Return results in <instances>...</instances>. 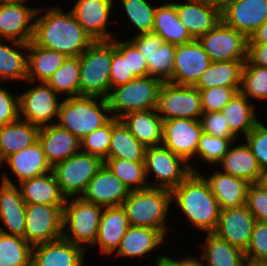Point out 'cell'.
I'll return each instance as SVG.
<instances>
[{
    "label": "cell",
    "mask_w": 267,
    "mask_h": 266,
    "mask_svg": "<svg viewBox=\"0 0 267 266\" xmlns=\"http://www.w3.org/2000/svg\"><path fill=\"white\" fill-rule=\"evenodd\" d=\"M45 8L46 12L38 18L41 10L37 8L32 38L35 45L67 57H78L94 42L71 11L64 13L58 7Z\"/></svg>",
    "instance_id": "1"
},
{
    "label": "cell",
    "mask_w": 267,
    "mask_h": 266,
    "mask_svg": "<svg viewBox=\"0 0 267 266\" xmlns=\"http://www.w3.org/2000/svg\"><path fill=\"white\" fill-rule=\"evenodd\" d=\"M183 215H186L193 227L212 233L216 230L221 207L211 192L209 183L203 174L192 172L183 182L171 190Z\"/></svg>",
    "instance_id": "2"
},
{
    "label": "cell",
    "mask_w": 267,
    "mask_h": 266,
    "mask_svg": "<svg viewBox=\"0 0 267 266\" xmlns=\"http://www.w3.org/2000/svg\"><path fill=\"white\" fill-rule=\"evenodd\" d=\"M97 98L100 97L77 96L65 98L60 103L57 119L59 121L56 124L68 130L81 141L112 118L108 100L100 98L99 102H96Z\"/></svg>",
    "instance_id": "3"
},
{
    "label": "cell",
    "mask_w": 267,
    "mask_h": 266,
    "mask_svg": "<svg viewBox=\"0 0 267 266\" xmlns=\"http://www.w3.org/2000/svg\"><path fill=\"white\" fill-rule=\"evenodd\" d=\"M113 39L94 41L80 56V96L108 98Z\"/></svg>",
    "instance_id": "4"
},
{
    "label": "cell",
    "mask_w": 267,
    "mask_h": 266,
    "mask_svg": "<svg viewBox=\"0 0 267 266\" xmlns=\"http://www.w3.org/2000/svg\"><path fill=\"white\" fill-rule=\"evenodd\" d=\"M172 201L171 190L148 187L130 191L123 201L130 226L150 227L166 233V218Z\"/></svg>",
    "instance_id": "5"
},
{
    "label": "cell",
    "mask_w": 267,
    "mask_h": 266,
    "mask_svg": "<svg viewBox=\"0 0 267 266\" xmlns=\"http://www.w3.org/2000/svg\"><path fill=\"white\" fill-rule=\"evenodd\" d=\"M162 83L159 78L147 75L112 88L107 98L110 115L119 119L129 112L156 109Z\"/></svg>",
    "instance_id": "6"
},
{
    "label": "cell",
    "mask_w": 267,
    "mask_h": 266,
    "mask_svg": "<svg viewBox=\"0 0 267 266\" xmlns=\"http://www.w3.org/2000/svg\"><path fill=\"white\" fill-rule=\"evenodd\" d=\"M103 207L84 200L79 195L67 198L63 207L62 237L86 250L95 245ZM88 244V245H86Z\"/></svg>",
    "instance_id": "7"
},
{
    "label": "cell",
    "mask_w": 267,
    "mask_h": 266,
    "mask_svg": "<svg viewBox=\"0 0 267 266\" xmlns=\"http://www.w3.org/2000/svg\"><path fill=\"white\" fill-rule=\"evenodd\" d=\"M104 161L94 155L78 152L55 164L52 172L62 194L67 198L84 194L90 180L103 167Z\"/></svg>",
    "instance_id": "8"
},
{
    "label": "cell",
    "mask_w": 267,
    "mask_h": 266,
    "mask_svg": "<svg viewBox=\"0 0 267 266\" xmlns=\"http://www.w3.org/2000/svg\"><path fill=\"white\" fill-rule=\"evenodd\" d=\"M144 164L146 176L150 172L155 174L156 184L149 183V187L172 190L192 172L197 173L192 164L190 165L163 145L146 147Z\"/></svg>",
    "instance_id": "9"
},
{
    "label": "cell",
    "mask_w": 267,
    "mask_h": 266,
    "mask_svg": "<svg viewBox=\"0 0 267 266\" xmlns=\"http://www.w3.org/2000/svg\"><path fill=\"white\" fill-rule=\"evenodd\" d=\"M156 110L163 120L175 118L200 120L203 111L199 90L195 86L163 82Z\"/></svg>",
    "instance_id": "10"
},
{
    "label": "cell",
    "mask_w": 267,
    "mask_h": 266,
    "mask_svg": "<svg viewBox=\"0 0 267 266\" xmlns=\"http://www.w3.org/2000/svg\"><path fill=\"white\" fill-rule=\"evenodd\" d=\"M212 61H246L248 38L222 19L197 39Z\"/></svg>",
    "instance_id": "11"
},
{
    "label": "cell",
    "mask_w": 267,
    "mask_h": 266,
    "mask_svg": "<svg viewBox=\"0 0 267 266\" xmlns=\"http://www.w3.org/2000/svg\"><path fill=\"white\" fill-rule=\"evenodd\" d=\"M64 205L26 204L25 240L32 246L62 238Z\"/></svg>",
    "instance_id": "12"
},
{
    "label": "cell",
    "mask_w": 267,
    "mask_h": 266,
    "mask_svg": "<svg viewBox=\"0 0 267 266\" xmlns=\"http://www.w3.org/2000/svg\"><path fill=\"white\" fill-rule=\"evenodd\" d=\"M18 96L20 119L38 127L48 126L53 118L58 119L61 101L47 83L40 82Z\"/></svg>",
    "instance_id": "13"
},
{
    "label": "cell",
    "mask_w": 267,
    "mask_h": 266,
    "mask_svg": "<svg viewBox=\"0 0 267 266\" xmlns=\"http://www.w3.org/2000/svg\"><path fill=\"white\" fill-rule=\"evenodd\" d=\"M211 63L212 60L197 39L176 45L173 74L168 82L194 86Z\"/></svg>",
    "instance_id": "14"
},
{
    "label": "cell",
    "mask_w": 267,
    "mask_h": 266,
    "mask_svg": "<svg viewBox=\"0 0 267 266\" xmlns=\"http://www.w3.org/2000/svg\"><path fill=\"white\" fill-rule=\"evenodd\" d=\"M202 133L200 120L187 118L164 120L162 145L189 163L197 153Z\"/></svg>",
    "instance_id": "15"
},
{
    "label": "cell",
    "mask_w": 267,
    "mask_h": 266,
    "mask_svg": "<svg viewBox=\"0 0 267 266\" xmlns=\"http://www.w3.org/2000/svg\"><path fill=\"white\" fill-rule=\"evenodd\" d=\"M221 18L249 39L267 21V0H229L221 6Z\"/></svg>",
    "instance_id": "16"
},
{
    "label": "cell",
    "mask_w": 267,
    "mask_h": 266,
    "mask_svg": "<svg viewBox=\"0 0 267 266\" xmlns=\"http://www.w3.org/2000/svg\"><path fill=\"white\" fill-rule=\"evenodd\" d=\"M26 2L0 3V40L32 41L37 9L28 7Z\"/></svg>",
    "instance_id": "17"
},
{
    "label": "cell",
    "mask_w": 267,
    "mask_h": 266,
    "mask_svg": "<svg viewBox=\"0 0 267 266\" xmlns=\"http://www.w3.org/2000/svg\"><path fill=\"white\" fill-rule=\"evenodd\" d=\"M26 203L21 195V191L17 188L15 181L3 173L0 184V221L7 227L8 232L0 227V231L20 236L25 239L26 229Z\"/></svg>",
    "instance_id": "18"
},
{
    "label": "cell",
    "mask_w": 267,
    "mask_h": 266,
    "mask_svg": "<svg viewBox=\"0 0 267 266\" xmlns=\"http://www.w3.org/2000/svg\"><path fill=\"white\" fill-rule=\"evenodd\" d=\"M256 219L247 206L221 210L219 222L213 232L219 238L245 251L248 247Z\"/></svg>",
    "instance_id": "19"
},
{
    "label": "cell",
    "mask_w": 267,
    "mask_h": 266,
    "mask_svg": "<svg viewBox=\"0 0 267 266\" xmlns=\"http://www.w3.org/2000/svg\"><path fill=\"white\" fill-rule=\"evenodd\" d=\"M172 3L180 22L186 27L193 39H198L213 29L221 21V5L205 2L185 1Z\"/></svg>",
    "instance_id": "20"
},
{
    "label": "cell",
    "mask_w": 267,
    "mask_h": 266,
    "mask_svg": "<svg viewBox=\"0 0 267 266\" xmlns=\"http://www.w3.org/2000/svg\"><path fill=\"white\" fill-rule=\"evenodd\" d=\"M114 0H77L70 10L79 24L94 39L112 40L111 33L107 31L108 18Z\"/></svg>",
    "instance_id": "21"
},
{
    "label": "cell",
    "mask_w": 267,
    "mask_h": 266,
    "mask_svg": "<svg viewBox=\"0 0 267 266\" xmlns=\"http://www.w3.org/2000/svg\"><path fill=\"white\" fill-rule=\"evenodd\" d=\"M129 192L124 183L103 165L90 180L81 197L88 202L106 208L121 206Z\"/></svg>",
    "instance_id": "22"
},
{
    "label": "cell",
    "mask_w": 267,
    "mask_h": 266,
    "mask_svg": "<svg viewBox=\"0 0 267 266\" xmlns=\"http://www.w3.org/2000/svg\"><path fill=\"white\" fill-rule=\"evenodd\" d=\"M85 250L63 237L33 246L31 266H84Z\"/></svg>",
    "instance_id": "23"
},
{
    "label": "cell",
    "mask_w": 267,
    "mask_h": 266,
    "mask_svg": "<svg viewBox=\"0 0 267 266\" xmlns=\"http://www.w3.org/2000/svg\"><path fill=\"white\" fill-rule=\"evenodd\" d=\"M38 141L51 167L81 151V141L56 123L40 127Z\"/></svg>",
    "instance_id": "24"
},
{
    "label": "cell",
    "mask_w": 267,
    "mask_h": 266,
    "mask_svg": "<svg viewBox=\"0 0 267 266\" xmlns=\"http://www.w3.org/2000/svg\"><path fill=\"white\" fill-rule=\"evenodd\" d=\"M119 119L145 147L162 145L164 120L156 109L129 112Z\"/></svg>",
    "instance_id": "25"
},
{
    "label": "cell",
    "mask_w": 267,
    "mask_h": 266,
    "mask_svg": "<svg viewBox=\"0 0 267 266\" xmlns=\"http://www.w3.org/2000/svg\"><path fill=\"white\" fill-rule=\"evenodd\" d=\"M130 227L125 209L121 206L103 208L95 244L103 254L116 252Z\"/></svg>",
    "instance_id": "26"
},
{
    "label": "cell",
    "mask_w": 267,
    "mask_h": 266,
    "mask_svg": "<svg viewBox=\"0 0 267 266\" xmlns=\"http://www.w3.org/2000/svg\"><path fill=\"white\" fill-rule=\"evenodd\" d=\"M203 177L209 183L211 192L218 201L221 210L241 207L246 204L247 189L250 183L244 179L219 170L208 178L205 175Z\"/></svg>",
    "instance_id": "27"
},
{
    "label": "cell",
    "mask_w": 267,
    "mask_h": 266,
    "mask_svg": "<svg viewBox=\"0 0 267 266\" xmlns=\"http://www.w3.org/2000/svg\"><path fill=\"white\" fill-rule=\"evenodd\" d=\"M19 185L26 204L65 205L66 197L52 171L23 180Z\"/></svg>",
    "instance_id": "28"
},
{
    "label": "cell",
    "mask_w": 267,
    "mask_h": 266,
    "mask_svg": "<svg viewBox=\"0 0 267 266\" xmlns=\"http://www.w3.org/2000/svg\"><path fill=\"white\" fill-rule=\"evenodd\" d=\"M40 127L18 119L0 126V166L11 154L24 150L38 141Z\"/></svg>",
    "instance_id": "29"
},
{
    "label": "cell",
    "mask_w": 267,
    "mask_h": 266,
    "mask_svg": "<svg viewBox=\"0 0 267 266\" xmlns=\"http://www.w3.org/2000/svg\"><path fill=\"white\" fill-rule=\"evenodd\" d=\"M5 162L18 177L19 183L52 171L39 141L24 150L11 154L3 161Z\"/></svg>",
    "instance_id": "30"
},
{
    "label": "cell",
    "mask_w": 267,
    "mask_h": 266,
    "mask_svg": "<svg viewBox=\"0 0 267 266\" xmlns=\"http://www.w3.org/2000/svg\"><path fill=\"white\" fill-rule=\"evenodd\" d=\"M219 171L244 179L248 183H258L262 170L249 146L242 143L237 147L230 146L228 152L219 162Z\"/></svg>",
    "instance_id": "31"
},
{
    "label": "cell",
    "mask_w": 267,
    "mask_h": 266,
    "mask_svg": "<svg viewBox=\"0 0 267 266\" xmlns=\"http://www.w3.org/2000/svg\"><path fill=\"white\" fill-rule=\"evenodd\" d=\"M165 234L158 229L142 226H130L123 236L116 255L122 257H139L153 251L161 243Z\"/></svg>",
    "instance_id": "32"
},
{
    "label": "cell",
    "mask_w": 267,
    "mask_h": 266,
    "mask_svg": "<svg viewBox=\"0 0 267 266\" xmlns=\"http://www.w3.org/2000/svg\"><path fill=\"white\" fill-rule=\"evenodd\" d=\"M27 82H47L54 72L63 64L67 56L63 53L49 50L28 43Z\"/></svg>",
    "instance_id": "33"
},
{
    "label": "cell",
    "mask_w": 267,
    "mask_h": 266,
    "mask_svg": "<svg viewBox=\"0 0 267 266\" xmlns=\"http://www.w3.org/2000/svg\"><path fill=\"white\" fill-rule=\"evenodd\" d=\"M152 32L158 34L164 42L173 45L186 44L194 40L178 19L176 7L172 2L157 6Z\"/></svg>",
    "instance_id": "34"
},
{
    "label": "cell",
    "mask_w": 267,
    "mask_h": 266,
    "mask_svg": "<svg viewBox=\"0 0 267 266\" xmlns=\"http://www.w3.org/2000/svg\"><path fill=\"white\" fill-rule=\"evenodd\" d=\"M202 250L200 259L206 262H203L204 266H244L246 260L243 250L213 232L207 233Z\"/></svg>",
    "instance_id": "35"
},
{
    "label": "cell",
    "mask_w": 267,
    "mask_h": 266,
    "mask_svg": "<svg viewBox=\"0 0 267 266\" xmlns=\"http://www.w3.org/2000/svg\"><path fill=\"white\" fill-rule=\"evenodd\" d=\"M146 147L127 129L120 119L112 117V134L108 159H125L144 162Z\"/></svg>",
    "instance_id": "36"
},
{
    "label": "cell",
    "mask_w": 267,
    "mask_h": 266,
    "mask_svg": "<svg viewBox=\"0 0 267 266\" xmlns=\"http://www.w3.org/2000/svg\"><path fill=\"white\" fill-rule=\"evenodd\" d=\"M244 62L212 61L194 86L198 89H209L215 86L241 87Z\"/></svg>",
    "instance_id": "37"
},
{
    "label": "cell",
    "mask_w": 267,
    "mask_h": 266,
    "mask_svg": "<svg viewBox=\"0 0 267 266\" xmlns=\"http://www.w3.org/2000/svg\"><path fill=\"white\" fill-rule=\"evenodd\" d=\"M221 112L231 131L238 137L240 133L246 136L259 119L256 118L254 105L240 91L222 108Z\"/></svg>",
    "instance_id": "38"
},
{
    "label": "cell",
    "mask_w": 267,
    "mask_h": 266,
    "mask_svg": "<svg viewBox=\"0 0 267 266\" xmlns=\"http://www.w3.org/2000/svg\"><path fill=\"white\" fill-rule=\"evenodd\" d=\"M0 40V79L1 81L9 80H23L27 81V61H28V43H21L16 41L7 40L13 44V48L1 43ZM23 49L21 52L19 49ZM26 52H25V51Z\"/></svg>",
    "instance_id": "39"
},
{
    "label": "cell",
    "mask_w": 267,
    "mask_h": 266,
    "mask_svg": "<svg viewBox=\"0 0 267 266\" xmlns=\"http://www.w3.org/2000/svg\"><path fill=\"white\" fill-rule=\"evenodd\" d=\"M32 250L23 237L0 231V266H31Z\"/></svg>",
    "instance_id": "40"
},
{
    "label": "cell",
    "mask_w": 267,
    "mask_h": 266,
    "mask_svg": "<svg viewBox=\"0 0 267 266\" xmlns=\"http://www.w3.org/2000/svg\"><path fill=\"white\" fill-rule=\"evenodd\" d=\"M80 60L78 57H67L63 64L47 80V84L59 95L67 97L80 96Z\"/></svg>",
    "instance_id": "41"
},
{
    "label": "cell",
    "mask_w": 267,
    "mask_h": 266,
    "mask_svg": "<svg viewBox=\"0 0 267 266\" xmlns=\"http://www.w3.org/2000/svg\"><path fill=\"white\" fill-rule=\"evenodd\" d=\"M104 165L129 191L142 190L149 187L144 162H133L125 159H106Z\"/></svg>",
    "instance_id": "42"
},
{
    "label": "cell",
    "mask_w": 267,
    "mask_h": 266,
    "mask_svg": "<svg viewBox=\"0 0 267 266\" xmlns=\"http://www.w3.org/2000/svg\"><path fill=\"white\" fill-rule=\"evenodd\" d=\"M176 45L164 42L152 53H141L148 65V75L168 82L172 78Z\"/></svg>",
    "instance_id": "43"
},
{
    "label": "cell",
    "mask_w": 267,
    "mask_h": 266,
    "mask_svg": "<svg viewBox=\"0 0 267 266\" xmlns=\"http://www.w3.org/2000/svg\"><path fill=\"white\" fill-rule=\"evenodd\" d=\"M240 92L248 99L267 100V68L244 62Z\"/></svg>",
    "instance_id": "44"
},
{
    "label": "cell",
    "mask_w": 267,
    "mask_h": 266,
    "mask_svg": "<svg viewBox=\"0 0 267 266\" xmlns=\"http://www.w3.org/2000/svg\"><path fill=\"white\" fill-rule=\"evenodd\" d=\"M128 19L139 31L138 34L152 32L154 14L153 7L146 0H120Z\"/></svg>",
    "instance_id": "45"
},
{
    "label": "cell",
    "mask_w": 267,
    "mask_h": 266,
    "mask_svg": "<svg viewBox=\"0 0 267 266\" xmlns=\"http://www.w3.org/2000/svg\"><path fill=\"white\" fill-rule=\"evenodd\" d=\"M134 78L136 76L129 70L128 65V40L117 42L113 39V59L110 69L111 89L126 84Z\"/></svg>",
    "instance_id": "46"
},
{
    "label": "cell",
    "mask_w": 267,
    "mask_h": 266,
    "mask_svg": "<svg viewBox=\"0 0 267 266\" xmlns=\"http://www.w3.org/2000/svg\"><path fill=\"white\" fill-rule=\"evenodd\" d=\"M112 134V118L102 127L96 129L81 140V152L108 159V149Z\"/></svg>",
    "instance_id": "47"
},
{
    "label": "cell",
    "mask_w": 267,
    "mask_h": 266,
    "mask_svg": "<svg viewBox=\"0 0 267 266\" xmlns=\"http://www.w3.org/2000/svg\"><path fill=\"white\" fill-rule=\"evenodd\" d=\"M234 143L231 139L214 137L207 133H202L198 147L197 156L208 164H217L223 156L228 152L231 144Z\"/></svg>",
    "instance_id": "48"
},
{
    "label": "cell",
    "mask_w": 267,
    "mask_h": 266,
    "mask_svg": "<svg viewBox=\"0 0 267 266\" xmlns=\"http://www.w3.org/2000/svg\"><path fill=\"white\" fill-rule=\"evenodd\" d=\"M203 113L220 112L222 108L240 91V87L215 86L198 89Z\"/></svg>",
    "instance_id": "49"
},
{
    "label": "cell",
    "mask_w": 267,
    "mask_h": 266,
    "mask_svg": "<svg viewBox=\"0 0 267 266\" xmlns=\"http://www.w3.org/2000/svg\"><path fill=\"white\" fill-rule=\"evenodd\" d=\"M262 124L258 121L244 138L263 171L267 170V127Z\"/></svg>",
    "instance_id": "50"
},
{
    "label": "cell",
    "mask_w": 267,
    "mask_h": 266,
    "mask_svg": "<svg viewBox=\"0 0 267 266\" xmlns=\"http://www.w3.org/2000/svg\"><path fill=\"white\" fill-rule=\"evenodd\" d=\"M244 253L246 259L267 261V222L256 220L250 243Z\"/></svg>",
    "instance_id": "51"
},
{
    "label": "cell",
    "mask_w": 267,
    "mask_h": 266,
    "mask_svg": "<svg viewBox=\"0 0 267 266\" xmlns=\"http://www.w3.org/2000/svg\"><path fill=\"white\" fill-rule=\"evenodd\" d=\"M200 123L204 133L214 137L231 139L234 141L237 136L231 131L224 114L220 112L203 113Z\"/></svg>",
    "instance_id": "52"
},
{
    "label": "cell",
    "mask_w": 267,
    "mask_h": 266,
    "mask_svg": "<svg viewBox=\"0 0 267 266\" xmlns=\"http://www.w3.org/2000/svg\"><path fill=\"white\" fill-rule=\"evenodd\" d=\"M245 205L257 221L267 222V190L260 184H249Z\"/></svg>",
    "instance_id": "53"
},
{
    "label": "cell",
    "mask_w": 267,
    "mask_h": 266,
    "mask_svg": "<svg viewBox=\"0 0 267 266\" xmlns=\"http://www.w3.org/2000/svg\"><path fill=\"white\" fill-rule=\"evenodd\" d=\"M19 96H13L0 85V126L19 119Z\"/></svg>",
    "instance_id": "54"
},
{
    "label": "cell",
    "mask_w": 267,
    "mask_h": 266,
    "mask_svg": "<svg viewBox=\"0 0 267 266\" xmlns=\"http://www.w3.org/2000/svg\"><path fill=\"white\" fill-rule=\"evenodd\" d=\"M129 40L141 53H152L164 43V40L154 32L137 34Z\"/></svg>",
    "instance_id": "55"
},
{
    "label": "cell",
    "mask_w": 267,
    "mask_h": 266,
    "mask_svg": "<svg viewBox=\"0 0 267 266\" xmlns=\"http://www.w3.org/2000/svg\"><path fill=\"white\" fill-rule=\"evenodd\" d=\"M128 65L136 77L148 75V65L137 47L128 39Z\"/></svg>",
    "instance_id": "56"
},
{
    "label": "cell",
    "mask_w": 267,
    "mask_h": 266,
    "mask_svg": "<svg viewBox=\"0 0 267 266\" xmlns=\"http://www.w3.org/2000/svg\"><path fill=\"white\" fill-rule=\"evenodd\" d=\"M247 61L267 68V43H248Z\"/></svg>",
    "instance_id": "57"
},
{
    "label": "cell",
    "mask_w": 267,
    "mask_h": 266,
    "mask_svg": "<svg viewBox=\"0 0 267 266\" xmlns=\"http://www.w3.org/2000/svg\"><path fill=\"white\" fill-rule=\"evenodd\" d=\"M155 263V266H204L201 260L191 256L175 260L163 255L160 256Z\"/></svg>",
    "instance_id": "58"
},
{
    "label": "cell",
    "mask_w": 267,
    "mask_h": 266,
    "mask_svg": "<svg viewBox=\"0 0 267 266\" xmlns=\"http://www.w3.org/2000/svg\"><path fill=\"white\" fill-rule=\"evenodd\" d=\"M248 43H267V21L257 28L248 39Z\"/></svg>",
    "instance_id": "59"
},
{
    "label": "cell",
    "mask_w": 267,
    "mask_h": 266,
    "mask_svg": "<svg viewBox=\"0 0 267 266\" xmlns=\"http://www.w3.org/2000/svg\"><path fill=\"white\" fill-rule=\"evenodd\" d=\"M244 266H267V261L249 260L246 259Z\"/></svg>",
    "instance_id": "60"
},
{
    "label": "cell",
    "mask_w": 267,
    "mask_h": 266,
    "mask_svg": "<svg viewBox=\"0 0 267 266\" xmlns=\"http://www.w3.org/2000/svg\"><path fill=\"white\" fill-rule=\"evenodd\" d=\"M258 184H260L264 189L267 190V170H263L260 174Z\"/></svg>",
    "instance_id": "61"
},
{
    "label": "cell",
    "mask_w": 267,
    "mask_h": 266,
    "mask_svg": "<svg viewBox=\"0 0 267 266\" xmlns=\"http://www.w3.org/2000/svg\"><path fill=\"white\" fill-rule=\"evenodd\" d=\"M189 1L205 2L212 5H220V0H189Z\"/></svg>",
    "instance_id": "62"
},
{
    "label": "cell",
    "mask_w": 267,
    "mask_h": 266,
    "mask_svg": "<svg viewBox=\"0 0 267 266\" xmlns=\"http://www.w3.org/2000/svg\"><path fill=\"white\" fill-rule=\"evenodd\" d=\"M22 1H28V0H0V3H18Z\"/></svg>",
    "instance_id": "63"
},
{
    "label": "cell",
    "mask_w": 267,
    "mask_h": 266,
    "mask_svg": "<svg viewBox=\"0 0 267 266\" xmlns=\"http://www.w3.org/2000/svg\"><path fill=\"white\" fill-rule=\"evenodd\" d=\"M227 1H229V0H220V5L222 6Z\"/></svg>",
    "instance_id": "64"
}]
</instances>
